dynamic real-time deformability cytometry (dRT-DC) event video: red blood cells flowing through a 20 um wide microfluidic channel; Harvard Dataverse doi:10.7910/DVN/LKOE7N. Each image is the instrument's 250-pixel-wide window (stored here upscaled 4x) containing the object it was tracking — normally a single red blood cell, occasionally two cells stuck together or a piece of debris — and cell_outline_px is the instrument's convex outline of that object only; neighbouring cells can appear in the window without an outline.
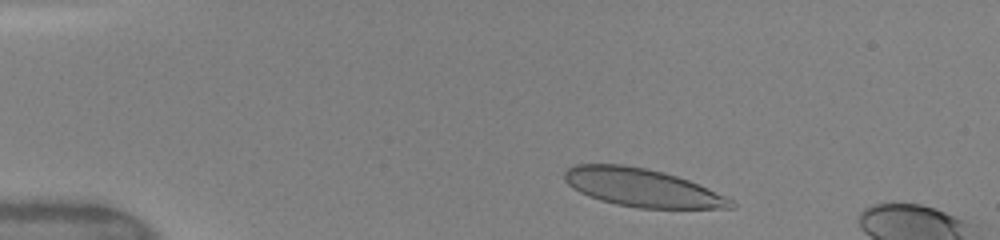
{"species": "human", "species_latin": "Homo sapiens", "temperature_condition": "warm", "stored_images_in_passage": 16, "camera_frame_rate_fps": 3000, "um_per_image_px": 0.085, "donor": {"sex": "female"}, "frame": {"image": 1, "passage_image": 7, "time_ms": 1.0, "image_size_px": [1000, 240], "cell_outline_px": [[736, 208], [640, 208], [616, 204], [600, 200], [588, 196], [572, 188], [564, 180], [564, 172], [568, 168], [576, 164], [620, 164], [644, 168], [664, 172], [688, 180], [724, 196], [732, 200], [736, 204]], "centroid_in_image_um": [54.54, 15.95], "position_along_channel_um": 30.5, "area_um2": 36.65}}